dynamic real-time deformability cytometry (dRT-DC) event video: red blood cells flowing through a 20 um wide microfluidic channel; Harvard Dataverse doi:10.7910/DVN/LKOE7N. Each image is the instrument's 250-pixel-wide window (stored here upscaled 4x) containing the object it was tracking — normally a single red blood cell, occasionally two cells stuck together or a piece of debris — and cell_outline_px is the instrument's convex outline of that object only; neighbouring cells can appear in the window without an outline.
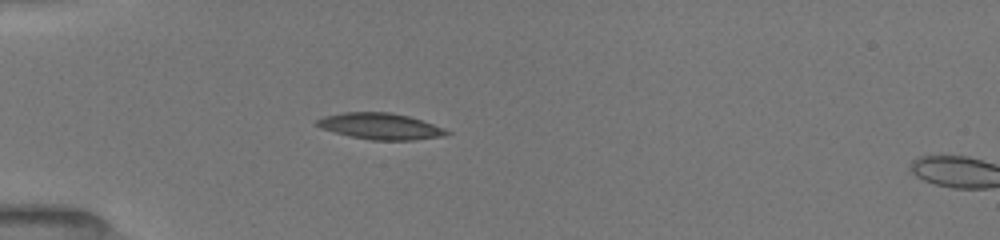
{"species": "common noctule bat (a hibernating species)", "species_latin": "Nyctalus noctula", "temperature_condition": "room temperature", "stored_images_in_passage": 18, "camera_frame_rate_fps": 3000, "um_per_image_px": 0.085, "animal": {"sex": "female", "body_mass_g": 19.5, "forearm_length_mm": 54.1}, "frame": {"image": 1, "passage_image": 16, "time_ms": 5.0, "image_size_px": [1000, 240], "cell_outline_px": [[452, 132], [444, 136], [412, 140], [372, 140], [352, 136], [320, 128], [316, 124], [316, 120], [324, 116], [344, 112], [392, 112], [408, 116], [444, 128]], "centroid_in_image_um": [32.34, 10.72], "position_along_channel_um": 52.7, "area_um2": 19.65}}